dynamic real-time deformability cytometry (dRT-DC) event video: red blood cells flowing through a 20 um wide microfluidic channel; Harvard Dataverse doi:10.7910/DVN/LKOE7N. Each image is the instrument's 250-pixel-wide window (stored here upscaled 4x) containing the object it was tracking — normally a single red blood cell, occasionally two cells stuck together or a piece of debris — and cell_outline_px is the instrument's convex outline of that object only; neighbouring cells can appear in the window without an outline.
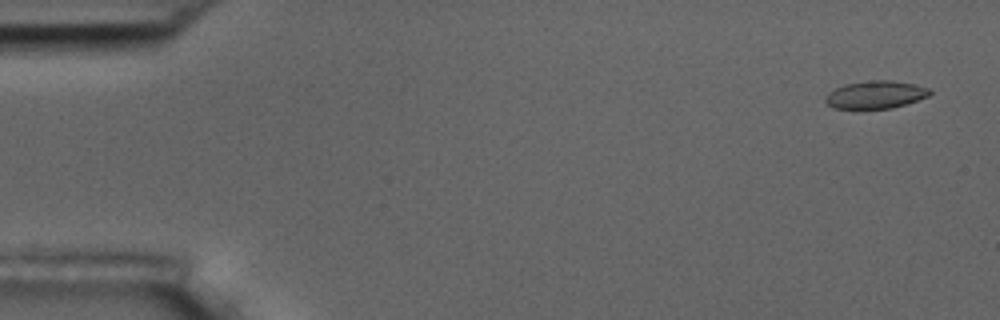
{"species": "common noctule bat (a hibernating species)", "species_latin": "Nyctalus noctula", "temperature_condition": "room temperature", "stored_images_in_passage": 6, "camera_frame_rate_fps": 3000, "um_per_image_px": 0.085, "animal": {"sex": "male", "body_mass_g": 17.5, "forearm_length_mm": 52.3}, "frame": {"image": 1, "passage_image": 1, "time_ms": 0.0, "image_size_px": [1000, 320], "cell_outline_px": [[932, 92], [928, 96], [892, 108], [832, 108], [824, 100], [828, 92], [844, 84], [872, 80], [892, 80], [916, 84], [928, 88]], "centroid_in_image_um": [74.41, 8.03], "position_along_channel_um": 10.6, "area_um2": 16.7}}
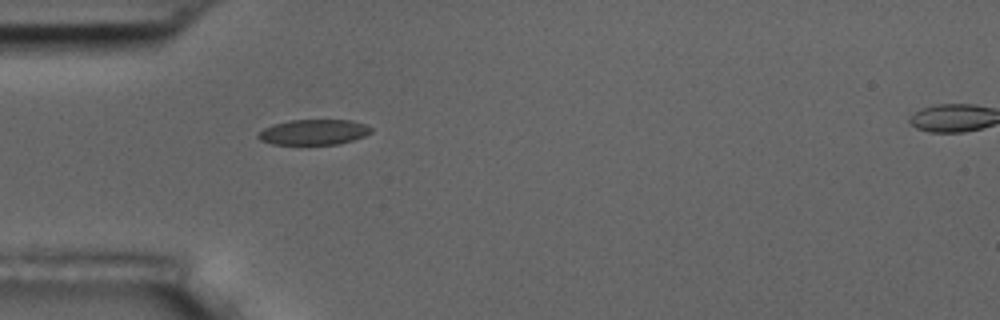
{"frame": {"image": 2, "passage_image": 5, "time_ms": 4.667, "image_size_px": [1000, 320], "cell_outline_px": [[372, 132], [364, 136], [340, 144], [272, 144], [260, 140], [256, 136], [264, 128], [272, 124], [288, 120], [352, 120], [364, 124], [372, 128]], "centroid_in_image_um": [26.66, 11.22], "position_along_channel_um": 58.3, "area_um2": 16.7}}